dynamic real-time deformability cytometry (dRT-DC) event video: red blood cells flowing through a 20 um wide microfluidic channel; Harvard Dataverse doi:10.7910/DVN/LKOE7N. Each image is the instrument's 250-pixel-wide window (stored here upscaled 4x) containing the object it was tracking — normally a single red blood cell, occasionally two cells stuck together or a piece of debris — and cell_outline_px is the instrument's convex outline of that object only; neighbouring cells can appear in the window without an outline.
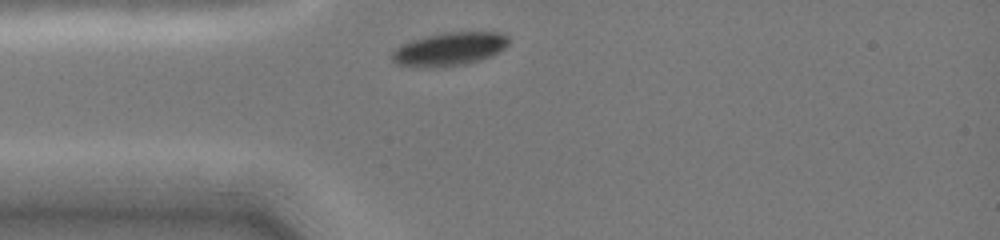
{"species": "common noctule bat (a hibernating species)", "species_latin": "Nyctalus noctula", "temperature_condition": "cold", "stored_images_in_passage": 22, "camera_frame_rate_fps": 3000, "um_per_image_px": 0.085, "animal": {"sex": "female", "body_mass_g": 19.0, "forearm_length_mm": 51.5}, "frame": {"image": 1, "passage_image": 1, "time_ms": 0.0, "image_size_px": [1000, 240], "cell_outline_px": [[508, 44], [504, 48], [488, 56], [464, 64], [396, 64], [392, 60], [392, 52], [400, 44], [412, 40], [444, 32], [500, 32], [508, 36]], "centroid_in_image_um": [38.23, 4.09], "position_along_channel_um": 46.8, "area_um2": 21.33}}
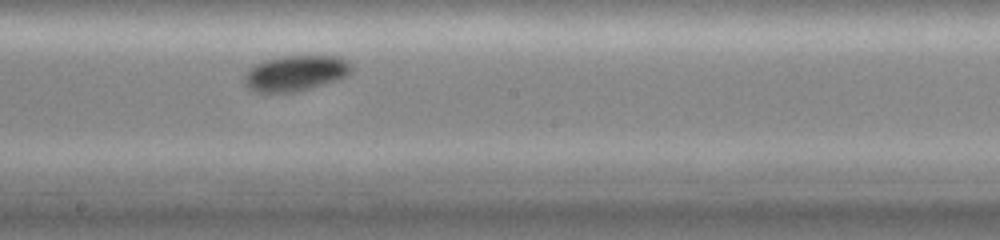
{"frame": {"image": 2, "passage_image": 9, "time_ms": 4.667, "image_size_px": [1000, 240], "cell_outline_px": [[352, 68], [340, 80], [296, 92], [256, 92], [248, 88], [244, 84], [244, 76], [256, 64], [264, 60], [280, 56], [344, 56], [352, 64]], "centroid_in_image_um": [25.15, 6.22], "position_along_channel_um": 223.0, "area_um2": 22.31}}
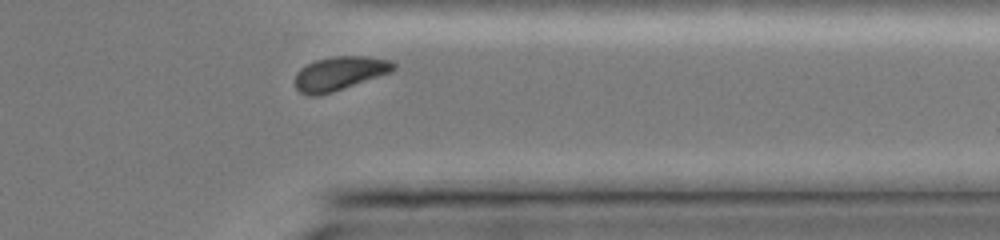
{"frame": {"image": 3, "passage_image": 19, "time_ms": 8.667, "image_size_px": [1000, 240], "cell_outline_px": [[396, 68], [388, 72], [332, 92], [316, 96], [308, 96], [300, 92], [296, 88], [296, 72], [300, 68], [316, 60], [332, 56], [368, 56], [392, 60], [396, 64]], "centroid_in_image_um": [28.84, 6.22], "position_along_channel_um": 382.6, "area_um2": 19.13}, "authors_computed_cell_mechanics": {"area_um2": 20.8369, "velocity_mm_per_s": 3.9558, "shape_relaxation_time_tau1_ms": 1.7945, "shape_relaxation_time_tau2_ms": null, "deformation_change_tau1": 0.0919, "deformation_change_tau2": null}}